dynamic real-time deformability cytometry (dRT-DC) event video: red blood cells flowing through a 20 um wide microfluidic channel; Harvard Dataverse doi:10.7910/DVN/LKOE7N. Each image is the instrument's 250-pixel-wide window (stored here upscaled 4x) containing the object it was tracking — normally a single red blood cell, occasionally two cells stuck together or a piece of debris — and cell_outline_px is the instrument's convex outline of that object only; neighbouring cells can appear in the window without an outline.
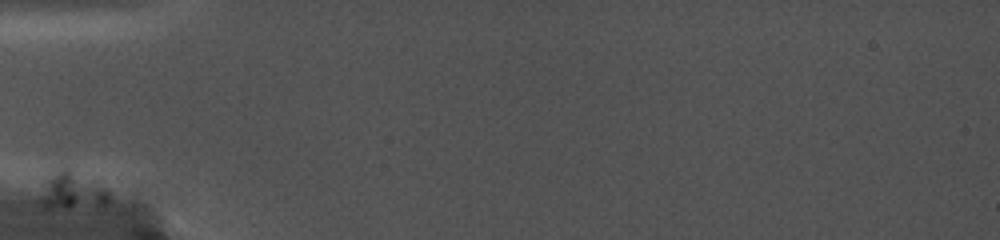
{"species": "common noctule bat (a hibernating species)", "species_latin": "Nyctalus noctula", "temperature_condition": "cold", "stored_images_in_passage": 7, "camera_frame_rate_fps": 5000, "um_per_image_px": 0.085, "animal": {"sex": "female", "body_mass_g": 19.0, "forearm_length_mm": 56.7}, "frame": {"image": 1, "passage_image": 1, "time_ms": 0.0, "image_size_px": [1000, 240], "cell_outline_px": [[112, 196], [108, 200], [72, 204], [44, 204], [36, 196], [36, 192], [44, 180], [64, 164], [100, 184]], "centroid_in_image_um": [5.99, 16.02], "position_along_channel_um": 79.0, "area_um2": 13.76}}